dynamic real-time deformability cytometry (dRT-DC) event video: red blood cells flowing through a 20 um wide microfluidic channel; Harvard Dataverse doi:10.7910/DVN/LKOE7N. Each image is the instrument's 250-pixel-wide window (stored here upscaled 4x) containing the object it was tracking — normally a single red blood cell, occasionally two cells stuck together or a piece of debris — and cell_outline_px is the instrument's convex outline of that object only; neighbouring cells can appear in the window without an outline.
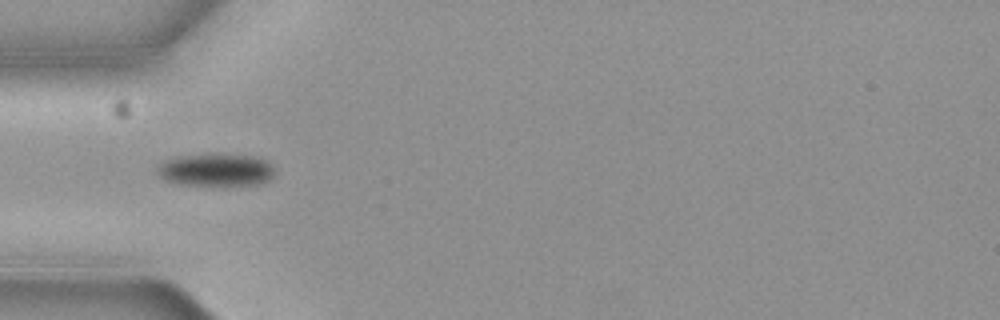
{"species": "common noctule bat (a hibernating species)", "species_latin": "Nyctalus noctula", "temperature_condition": "cold", "stored_images_in_passage": 4, "camera_frame_rate_fps": 3000, "um_per_image_px": 0.085, "animal": {"sex": "female", "body_mass_g": 19.3, "forearm_length_mm": 54.1}, "frame": {"image": 1, "passage_image": 4, "time_ms": 1.0, "image_size_px": [1000, 320], "cell_outline_px": [[272, 176], [268, 180], [260, 184], [224, 188], [180, 184], [164, 180], [156, 172], [156, 168], [160, 164], [176, 156], [252, 156], [264, 160], [272, 168]], "centroid_in_image_um": [18.32, 14.53], "position_along_channel_um": 66.7, "area_um2": 22.25}}